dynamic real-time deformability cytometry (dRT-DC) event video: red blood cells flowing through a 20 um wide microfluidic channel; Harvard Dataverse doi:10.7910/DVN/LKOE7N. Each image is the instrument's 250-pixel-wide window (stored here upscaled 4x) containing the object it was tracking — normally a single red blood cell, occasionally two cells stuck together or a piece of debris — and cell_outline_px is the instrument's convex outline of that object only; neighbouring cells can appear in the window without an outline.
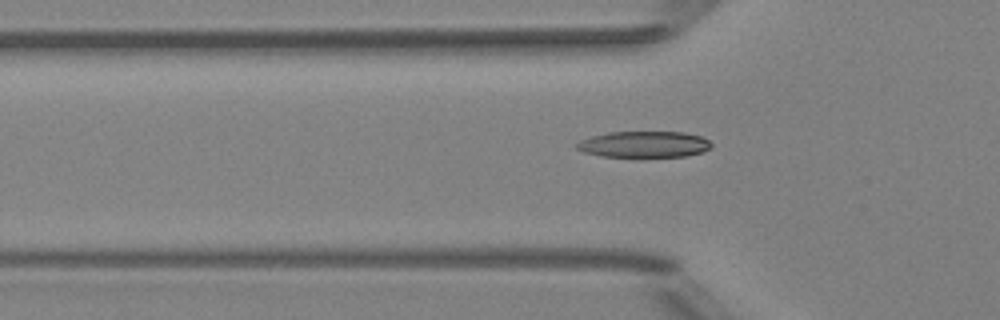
{"species": "Egyptian fruit bat (a non-hibernating species)", "species_latin": "Rousettus aegyptiacus", "temperature_condition": "room temperature", "stored_images_in_passage": 50, "camera_frame_rate_fps": 3000, "um_per_image_px": 0.085, "animal": {"sex": "female"}, "frame": {"image": 1, "passage_image": 17, "time_ms": 5.333, "image_size_px": [1000, 320], "cell_outline_px": [[712, 148], [700, 152], [684, 156], [640, 160], [600, 156], [584, 152], [576, 148], [576, 144], [580, 140], [592, 136], [608, 132], [684, 132], [700, 136], [708, 140], [712, 144]], "centroid_in_image_um": [54.72, 12.32], "position_along_channel_um": 71.1, "area_um2": 21.56}}
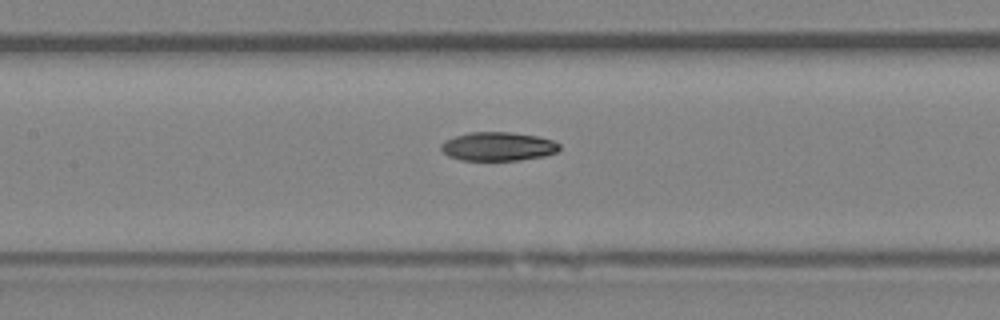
{"frame": {"image": 2, "passage_image": 24, "time_ms": 7.667, "image_size_px": [1000, 320], "cell_outline_px": [[560, 148], [556, 152], [544, 156], [520, 160], [460, 160], [448, 156], [440, 148], [440, 144], [444, 140], [468, 132], [512, 132], [536, 136], [552, 140], [560, 144]], "centroid_in_image_um": [42.31, 12.45], "position_along_channel_um": 165.1, "area_um2": 19.88}}
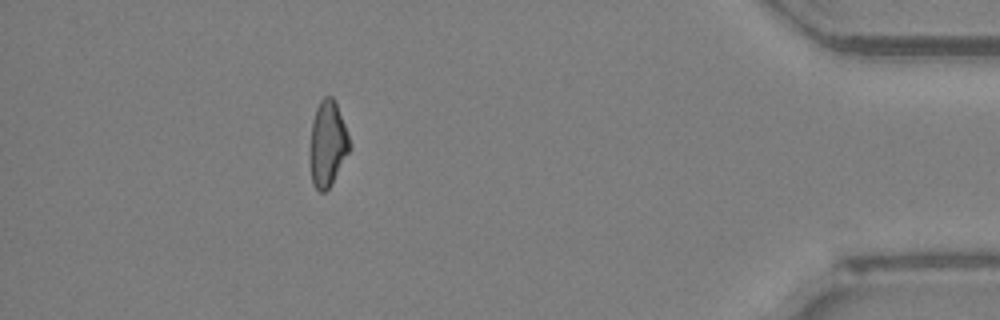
{"frame": {"image": 3, "passage_image": 46, "time_ms": 15.0, "image_size_px": [1000, 320], "cell_outline_px": [[352, 148], [328, 188], [324, 192], [320, 192], [312, 184], [308, 156], [312, 120], [316, 108], [320, 100], [324, 96], [332, 96], [336, 104], [344, 124]], "centroid_in_image_um": [27.81, 12.23], "position_along_channel_um": 407.4, "area_um2": 19.94}, "authors_computed_cell_mechanics": {"area_um2": 20.4323, "velocity_mm_per_s": 4.0309, "shape_relaxation_time_tau1_ms": 10.9119, "shape_relaxation_time_tau2_ms": 6.498, "deformation_change_tau1": 0.2433, "deformation_change_tau2": 0.1239}}